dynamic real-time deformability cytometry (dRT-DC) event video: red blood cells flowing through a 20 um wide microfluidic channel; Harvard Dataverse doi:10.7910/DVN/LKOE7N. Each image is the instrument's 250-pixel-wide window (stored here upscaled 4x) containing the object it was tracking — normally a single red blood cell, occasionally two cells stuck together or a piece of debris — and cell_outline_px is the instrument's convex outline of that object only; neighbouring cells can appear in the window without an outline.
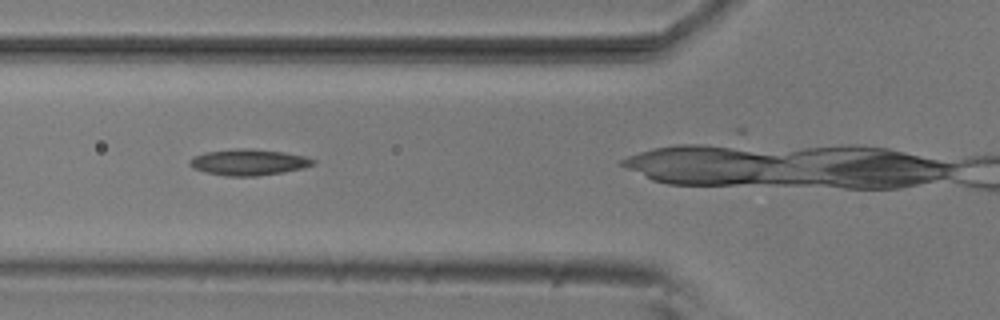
{"species": "common noctule bat (a hibernating species)", "species_latin": "Nyctalus noctula", "temperature_condition": "room temperature", "stored_images_in_passage": 7, "camera_frame_rate_fps": 3000, "um_per_image_px": 0.085, "animal": {"sex": "male", "body_mass_g": 20.5, "forearm_length_mm": 52.5}, "frame": {"image": 1, "passage_image": 3, "time_ms": 0.667, "image_size_px": [1000, 320], "cell_outline_px": [[316, 164], [304, 168], [284, 172], [256, 176], [228, 176], [204, 172], [192, 168], [188, 164], [188, 160], [192, 156], [208, 152], [244, 148], [284, 152], [304, 156], [316, 160]], "centroid_in_image_um": [21.13, 13.8], "position_along_channel_um": 104.7, "area_um2": 18.79}}
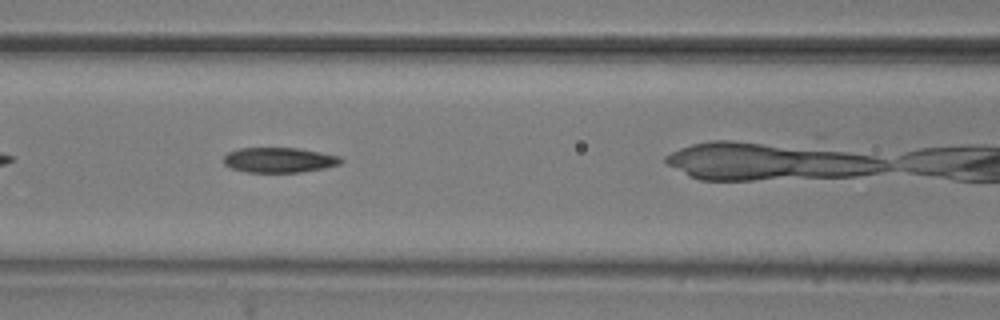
{"frame": {"image": 2, "passage_image": 4, "time_ms": 1.0, "image_size_px": [1000, 320], "cell_outline_px": [[344, 160], [340, 164], [324, 168], [300, 172], [248, 172], [232, 168], [224, 164], [224, 156], [228, 152], [240, 148], [296, 148], [320, 152], [340, 156]], "centroid_in_image_um": [23.74, 13.6], "position_along_channel_um": 142.9, "area_um2": 17.05}}